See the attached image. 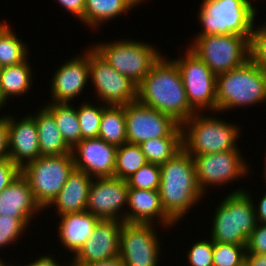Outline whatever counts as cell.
<instances>
[{
    "mask_svg": "<svg viewBox=\"0 0 266 266\" xmlns=\"http://www.w3.org/2000/svg\"><path fill=\"white\" fill-rule=\"evenodd\" d=\"M137 101L171 116L180 125L196 113L188 102L178 66L164 55L137 85Z\"/></svg>",
    "mask_w": 266,
    "mask_h": 266,
    "instance_id": "6da1fadb",
    "label": "cell"
},
{
    "mask_svg": "<svg viewBox=\"0 0 266 266\" xmlns=\"http://www.w3.org/2000/svg\"><path fill=\"white\" fill-rule=\"evenodd\" d=\"M159 195L164 211L177 223L205 195L199 189L194 160L183 148L160 165Z\"/></svg>",
    "mask_w": 266,
    "mask_h": 266,
    "instance_id": "7a4b0ae2",
    "label": "cell"
},
{
    "mask_svg": "<svg viewBox=\"0 0 266 266\" xmlns=\"http://www.w3.org/2000/svg\"><path fill=\"white\" fill-rule=\"evenodd\" d=\"M266 101V72L251 58L217 75L216 113Z\"/></svg>",
    "mask_w": 266,
    "mask_h": 266,
    "instance_id": "3957f363",
    "label": "cell"
},
{
    "mask_svg": "<svg viewBox=\"0 0 266 266\" xmlns=\"http://www.w3.org/2000/svg\"><path fill=\"white\" fill-rule=\"evenodd\" d=\"M246 189L227 195L216 208L211 228L213 242L246 245L258 224L255 203Z\"/></svg>",
    "mask_w": 266,
    "mask_h": 266,
    "instance_id": "277c9868",
    "label": "cell"
},
{
    "mask_svg": "<svg viewBox=\"0 0 266 266\" xmlns=\"http://www.w3.org/2000/svg\"><path fill=\"white\" fill-rule=\"evenodd\" d=\"M182 148L191 156L237 150L241 130L221 118L196 112L181 125ZM239 135V136H238Z\"/></svg>",
    "mask_w": 266,
    "mask_h": 266,
    "instance_id": "5b68a950",
    "label": "cell"
},
{
    "mask_svg": "<svg viewBox=\"0 0 266 266\" xmlns=\"http://www.w3.org/2000/svg\"><path fill=\"white\" fill-rule=\"evenodd\" d=\"M197 13L202 31L196 36H251L257 10L251 0H203Z\"/></svg>",
    "mask_w": 266,
    "mask_h": 266,
    "instance_id": "8992f818",
    "label": "cell"
},
{
    "mask_svg": "<svg viewBox=\"0 0 266 266\" xmlns=\"http://www.w3.org/2000/svg\"><path fill=\"white\" fill-rule=\"evenodd\" d=\"M111 67L138 85L162 56L154 45L135 40H117L91 45Z\"/></svg>",
    "mask_w": 266,
    "mask_h": 266,
    "instance_id": "52a82bcc",
    "label": "cell"
},
{
    "mask_svg": "<svg viewBox=\"0 0 266 266\" xmlns=\"http://www.w3.org/2000/svg\"><path fill=\"white\" fill-rule=\"evenodd\" d=\"M251 36L216 34L195 36L189 49L197 55L215 75L228 72L250 58Z\"/></svg>",
    "mask_w": 266,
    "mask_h": 266,
    "instance_id": "ba28073f",
    "label": "cell"
},
{
    "mask_svg": "<svg viewBox=\"0 0 266 266\" xmlns=\"http://www.w3.org/2000/svg\"><path fill=\"white\" fill-rule=\"evenodd\" d=\"M74 168L72 154L40 156L25 164L21 168V174L27 179L35 201L45 211Z\"/></svg>",
    "mask_w": 266,
    "mask_h": 266,
    "instance_id": "9c48e42d",
    "label": "cell"
},
{
    "mask_svg": "<svg viewBox=\"0 0 266 266\" xmlns=\"http://www.w3.org/2000/svg\"><path fill=\"white\" fill-rule=\"evenodd\" d=\"M172 60L180 70L190 106L196 112L207 109L216 114L217 75L189 48L184 56Z\"/></svg>",
    "mask_w": 266,
    "mask_h": 266,
    "instance_id": "30bf717a",
    "label": "cell"
},
{
    "mask_svg": "<svg viewBox=\"0 0 266 266\" xmlns=\"http://www.w3.org/2000/svg\"><path fill=\"white\" fill-rule=\"evenodd\" d=\"M88 50L90 80L99 101L105 105L125 106L137 101V85L116 71L93 48Z\"/></svg>",
    "mask_w": 266,
    "mask_h": 266,
    "instance_id": "8fae6325",
    "label": "cell"
},
{
    "mask_svg": "<svg viewBox=\"0 0 266 266\" xmlns=\"http://www.w3.org/2000/svg\"><path fill=\"white\" fill-rule=\"evenodd\" d=\"M127 143L139 145L159 137H182V129L171 116L138 101L124 106Z\"/></svg>",
    "mask_w": 266,
    "mask_h": 266,
    "instance_id": "7c38bea8",
    "label": "cell"
},
{
    "mask_svg": "<svg viewBox=\"0 0 266 266\" xmlns=\"http://www.w3.org/2000/svg\"><path fill=\"white\" fill-rule=\"evenodd\" d=\"M154 224L123 223L119 257L125 266H158L160 239Z\"/></svg>",
    "mask_w": 266,
    "mask_h": 266,
    "instance_id": "4fadbf2b",
    "label": "cell"
},
{
    "mask_svg": "<svg viewBox=\"0 0 266 266\" xmlns=\"http://www.w3.org/2000/svg\"><path fill=\"white\" fill-rule=\"evenodd\" d=\"M240 149L191 156L196 169V179L199 189L206 194L209 185H227L247 175L249 167L244 160ZM247 173V174H246ZM236 179V180H235ZM228 181V182H227Z\"/></svg>",
    "mask_w": 266,
    "mask_h": 266,
    "instance_id": "5bb4252c",
    "label": "cell"
},
{
    "mask_svg": "<svg viewBox=\"0 0 266 266\" xmlns=\"http://www.w3.org/2000/svg\"><path fill=\"white\" fill-rule=\"evenodd\" d=\"M128 188L126 179L116 177L93 179L86 211L101 220H121L126 223V209L125 211L123 209L128 207Z\"/></svg>",
    "mask_w": 266,
    "mask_h": 266,
    "instance_id": "9a60e30c",
    "label": "cell"
},
{
    "mask_svg": "<svg viewBox=\"0 0 266 266\" xmlns=\"http://www.w3.org/2000/svg\"><path fill=\"white\" fill-rule=\"evenodd\" d=\"M123 221L100 220L89 239L73 256V266L104 261L119 256L120 232Z\"/></svg>",
    "mask_w": 266,
    "mask_h": 266,
    "instance_id": "2e32d148",
    "label": "cell"
},
{
    "mask_svg": "<svg viewBox=\"0 0 266 266\" xmlns=\"http://www.w3.org/2000/svg\"><path fill=\"white\" fill-rule=\"evenodd\" d=\"M117 148L99 137L82 139L72 149L75 168L94 179L114 177Z\"/></svg>",
    "mask_w": 266,
    "mask_h": 266,
    "instance_id": "e0dca14e",
    "label": "cell"
},
{
    "mask_svg": "<svg viewBox=\"0 0 266 266\" xmlns=\"http://www.w3.org/2000/svg\"><path fill=\"white\" fill-rule=\"evenodd\" d=\"M65 62L58 67L50 83L52 103H70L84 91L90 79L88 51Z\"/></svg>",
    "mask_w": 266,
    "mask_h": 266,
    "instance_id": "ac0fdd59",
    "label": "cell"
},
{
    "mask_svg": "<svg viewBox=\"0 0 266 266\" xmlns=\"http://www.w3.org/2000/svg\"><path fill=\"white\" fill-rule=\"evenodd\" d=\"M9 158L20 168L41 156L36 122L31 115L15 120L7 115Z\"/></svg>",
    "mask_w": 266,
    "mask_h": 266,
    "instance_id": "d6986e66",
    "label": "cell"
},
{
    "mask_svg": "<svg viewBox=\"0 0 266 266\" xmlns=\"http://www.w3.org/2000/svg\"><path fill=\"white\" fill-rule=\"evenodd\" d=\"M127 206L126 223L154 224L157 218L164 228L176 224L164 211L158 190L128 188Z\"/></svg>",
    "mask_w": 266,
    "mask_h": 266,
    "instance_id": "ffe728a7",
    "label": "cell"
},
{
    "mask_svg": "<svg viewBox=\"0 0 266 266\" xmlns=\"http://www.w3.org/2000/svg\"><path fill=\"white\" fill-rule=\"evenodd\" d=\"M41 210L44 212L35 201L30 185L21 173L0 193L1 216L32 220Z\"/></svg>",
    "mask_w": 266,
    "mask_h": 266,
    "instance_id": "44dd1931",
    "label": "cell"
},
{
    "mask_svg": "<svg viewBox=\"0 0 266 266\" xmlns=\"http://www.w3.org/2000/svg\"><path fill=\"white\" fill-rule=\"evenodd\" d=\"M93 179L84 171L74 168L59 194L47 207H56L55 211L58 216L86 211L88 194Z\"/></svg>",
    "mask_w": 266,
    "mask_h": 266,
    "instance_id": "7402d4cb",
    "label": "cell"
},
{
    "mask_svg": "<svg viewBox=\"0 0 266 266\" xmlns=\"http://www.w3.org/2000/svg\"><path fill=\"white\" fill-rule=\"evenodd\" d=\"M58 238L65 249L75 255L89 239L101 220L88 211L59 215Z\"/></svg>",
    "mask_w": 266,
    "mask_h": 266,
    "instance_id": "603a6c76",
    "label": "cell"
},
{
    "mask_svg": "<svg viewBox=\"0 0 266 266\" xmlns=\"http://www.w3.org/2000/svg\"><path fill=\"white\" fill-rule=\"evenodd\" d=\"M36 122L41 156H62L72 154V149L66 144L53 114L44 106L35 114H31Z\"/></svg>",
    "mask_w": 266,
    "mask_h": 266,
    "instance_id": "cb8c5ba5",
    "label": "cell"
},
{
    "mask_svg": "<svg viewBox=\"0 0 266 266\" xmlns=\"http://www.w3.org/2000/svg\"><path fill=\"white\" fill-rule=\"evenodd\" d=\"M137 5L135 0H85L84 16L79 21L97 30L102 23L126 14Z\"/></svg>",
    "mask_w": 266,
    "mask_h": 266,
    "instance_id": "d4e9b609",
    "label": "cell"
},
{
    "mask_svg": "<svg viewBox=\"0 0 266 266\" xmlns=\"http://www.w3.org/2000/svg\"><path fill=\"white\" fill-rule=\"evenodd\" d=\"M28 58L17 65L4 66L0 71V90L5 101L10 97L22 96L29 92L32 85L33 69L28 63Z\"/></svg>",
    "mask_w": 266,
    "mask_h": 266,
    "instance_id": "484cf974",
    "label": "cell"
},
{
    "mask_svg": "<svg viewBox=\"0 0 266 266\" xmlns=\"http://www.w3.org/2000/svg\"><path fill=\"white\" fill-rule=\"evenodd\" d=\"M98 137L116 147L127 143L124 106L103 104V114Z\"/></svg>",
    "mask_w": 266,
    "mask_h": 266,
    "instance_id": "4316f807",
    "label": "cell"
},
{
    "mask_svg": "<svg viewBox=\"0 0 266 266\" xmlns=\"http://www.w3.org/2000/svg\"><path fill=\"white\" fill-rule=\"evenodd\" d=\"M54 116L60 134L66 144L73 149L81 140L77 109L70 103H48L45 106Z\"/></svg>",
    "mask_w": 266,
    "mask_h": 266,
    "instance_id": "83f0119b",
    "label": "cell"
},
{
    "mask_svg": "<svg viewBox=\"0 0 266 266\" xmlns=\"http://www.w3.org/2000/svg\"><path fill=\"white\" fill-rule=\"evenodd\" d=\"M11 28L6 22L0 23V62L3 67L20 64L29 55L28 46Z\"/></svg>",
    "mask_w": 266,
    "mask_h": 266,
    "instance_id": "f1b7e54d",
    "label": "cell"
},
{
    "mask_svg": "<svg viewBox=\"0 0 266 266\" xmlns=\"http://www.w3.org/2000/svg\"><path fill=\"white\" fill-rule=\"evenodd\" d=\"M148 161L140 146L125 143L117 148L114 177L128 179Z\"/></svg>",
    "mask_w": 266,
    "mask_h": 266,
    "instance_id": "f546056e",
    "label": "cell"
},
{
    "mask_svg": "<svg viewBox=\"0 0 266 266\" xmlns=\"http://www.w3.org/2000/svg\"><path fill=\"white\" fill-rule=\"evenodd\" d=\"M148 163L162 165L182 149V137H159L139 144Z\"/></svg>",
    "mask_w": 266,
    "mask_h": 266,
    "instance_id": "4dcf8cb0",
    "label": "cell"
},
{
    "mask_svg": "<svg viewBox=\"0 0 266 266\" xmlns=\"http://www.w3.org/2000/svg\"><path fill=\"white\" fill-rule=\"evenodd\" d=\"M83 101L77 109L82 139L96 138L99 136L100 123L103 114V103L96 106Z\"/></svg>",
    "mask_w": 266,
    "mask_h": 266,
    "instance_id": "1f68e13d",
    "label": "cell"
},
{
    "mask_svg": "<svg viewBox=\"0 0 266 266\" xmlns=\"http://www.w3.org/2000/svg\"><path fill=\"white\" fill-rule=\"evenodd\" d=\"M246 245L214 242L213 266H240L245 262Z\"/></svg>",
    "mask_w": 266,
    "mask_h": 266,
    "instance_id": "d6a6232c",
    "label": "cell"
},
{
    "mask_svg": "<svg viewBox=\"0 0 266 266\" xmlns=\"http://www.w3.org/2000/svg\"><path fill=\"white\" fill-rule=\"evenodd\" d=\"M126 180L129 188L158 190L161 180L160 165L147 163Z\"/></svg>",
    "mask_w": 266,
    "mask_h": 266,
    "instance_id": "836d02e7",
    "label": "cell"
},
{
    "mask_svg": "<svg viewBox=\"0 0 266 266\" xmlns=\"http://www.w3.org/2000/svg\"><path fill=\"white\" fill-rule=\"evenodd\" d=\"M30 218H13L0 215V248L16 242L26 231Z\"/></svg>",
    "mask_w": 266,
    "mask_h": 266,
    "instance_id": "e575fe53",
    "label": "cell"
},
{
    "mask_svg": "<svg viewBox=\"0 0 266 266\" xmlns=\"http://www.w3.org/2000/svg\"><path fill=\"white\" fill-rule=\"evenodd\" d=\"M203 240V241H202ZM198 240L188 248L187 263L190 266H213V246L214 242L210 240Z\"/></svg>",
    "mask_w": 266,
    "mask_h": 266,
    "instance_id": "d590c367",
    "label": "cell"
},
{
    "mask_svg": "<svg viewBox=\"0 0 266 266\" xmlns=\"http://www.w3.org/2000/svg\"><path fill=\"white\" fill-rule=\"evenodd\" d=\"M250 58L266 72V22L253 26L250 39Z\"/></svg>",
    "mask_w": 266,
    "mask_h": 266,
    "instance_id": "8d00e7d4",
    "label": "cell"
},
{
    "mask_svg": "<svg viewBox=\"0 0 266 266\" xmlns=\"http://www.w3.org/2000/svg\"><path fill=\"white\" fill-rule=\"evenodd\" d=\"M246 253L266 254V224L259 223L248 237Z\"/></svg>",
    "mask_w": 266,
    "mask_h": 266,
    "instance_id": "74e56055",
    "label": "cell"
},
{
    "mask_svg": "<svg viewBox=\"0 0 266 266\" xmlns=\"http://www.w3.org/2000/svg\"><path fill=\"white\" fill-rule=\"evenodd\" d=\"M21 173V168L10 158L0 160V193Z\"/></svg>",
    "mask_w": 266,
    "mask_h": 266,
    "instance_id": "f35d334b",
    "label": "cell"
},
{
    "mask_svg": "<svg viewBox=\"0 0 266 266\" xmlns=\"http://www.w3.org/2000/svg\"><path fill=\"white\" fill-rule=\"evenodd\" d=\"M9 158V135L7 115L0 117V160Z\"/></svg>",
    "mask_w": 266,
    "mask_h": 266,
    "instance_id": "ab89813d",
    "label": "cell"
},
{
    "mask_svg": "<svg viewBox=\"0 0 266 266\" xmlns=\"http://www.w3.org/2000/svg\"><path fill=\"white\" fill-rule=\"evenodd\" d=\"M61 3L64 9H67L77 19H82L84 16L85 0H57Z\"/></svg>",
    "mask_w": 266,
    "mask_h": 266,
    "instance_id": "60d3db41",
    "label": "cell"
},
{
    "mask_svg": "<svg viewBox=\"0 0 266 266\" xmlns=\"http://www.w3.org/2000/svg\"><path fill=\"white\" fill-rule=\"evenodd\" d=\"M25 266H61L60 263L56 262V260L54 258H52V256L50 255H41L40 257H38V259L32 261L31 263L29 262V264L25 265ZM63 266H73L72 263L71 264H67V265H63Z\"/></svg>",
    "mask_w": 266,
    "mask_h": 266,
    "instance_id": "b9f144b4",
    "label": "cell"
},
{
    "mask_svg": "<svg viewBox=\"0 0 266 266\" xmlns=\"http://www.w3.org/2000/svg\"><path fill=\"white\" fill-rule=\"evenodd\" d=\"M245 262L248 266H266V254H245Z\"/></svg>",
    "mask_w": 266,
    "mask_h": 266,
    "instance_id": "7bdbcfd3",
    "label": "cell"
},
{
    "mask_svg": "<svg viewBox=\"0 0 266 266\" xmlns=\"http://www.w3.org/2000/svg\"><path fill=\"white\" fill-rule=\"evenodd\" d=\"M255 213L257 221L259 223L266 224V192L263 194L262 198L258 202V206L255 207Z\"/></svg>",
    "mask_w": 266,
    "mask_h": 266,
    "instance_id": "ee69618b",
    "label": "cell"
},
{
    "mask_svg": "<svg viewBox=\"0 0 266 266\" xmlns=\"http://www.w3.org/2000/svg\"><path fill=\"white\" fill-rule=\"evenodd\" d=\"M79 266H125V265L123 264L121 258L118 256L117 258H112L99 262L81 264Z\"/></svg>",
    "mask_w": 266,
    "mask_h": 266,
    "instance_id": "f6af8a7d",
    "label": "cell"
},
{
    "mask_svg": "<svg viewBox=\"0 0 266 266\" xmlns=\"http://www.w3.org/2000/svg\"><path fill=\"white\" fill-rule=\"evenodd\" d=\"M7 102L5 101L4 97L1 94V90H0V110H2V107H4V105L6 106Z\"/></svg>",
    "mask_w": 266,
    "mask_h": 266,
    "instance_id": "bcb514c9",
    "label": "cell"
},
{
    "mask_svg": "<svg viewBox=\"0 0 266 266\" xmlns=\"http://www.w3.org/2000/svg\"><path fill=\"white\" fill-rule=\"evenodd\" d=\"M0 258V266H13L14 264H10L8 263V265L6 264L5 260Z\"/></svg>",
    "mask_w": 266,
    "mask_h": 266,
    "instance_id": "7dc6e473",
    "label": "cell"
},
{
    "mask_svg": "<svg viewBox=\"0 0 266 266\" xmlns=\"http://www.w3.org/2000/svg\"><path fill=\"white\" fill-rule=\"evenodd\" d=\"M264 174V181H265V183H266V157H265V165H264V172H263Z\"/></svg>",
    "mask_w": 266,
    "mask_h": 266,
    "instance_id": "c3c4849f",
    "label": "cell"
},
{
    "mask_svg": "<svg viewBox=\"0 0 266 266\" xmlns=\"http://www.w3.org/2000/svg\"><path fill=\"white\" fill-rule=\"evenodd\" d=\"M138 4H140V2L142 3V2H144V1H146V0H135Z\"/></svg>",
    "mask_w": 266,
    "mask_h": 266,
    "instance_id": "681fc988",
    "label": "cell"
},
{
    "mask_svg": "<svg viewBox=\"0 0 266 266\" xmlns=\"http://www.w3.org/2000/svg\"><path fill=\"white\" fill-rule=\"evenodd\" d=\"M240 266H248L246 262H243Z\"/></svg>",
    "mask_w": 266,
    "mask_h": 266,
    "instance_id": "f907efd6",
    "label": "cell"
},
{
    "mask_svg": "<svg viewBox=\"0 0 266 266\" xmlns=\"http://www.w3.org/2000/svg\"><path fill=\"white\" fill-rule=\"evenodd\" d=\"M3 69V66H2V64H1V62H0V71Z\"/></svg>",
    "mask_w": 266,
    "mask_h": 266,
    "instance_id": "816d5d0a",
    "label": "cell"
}]
</instances>
